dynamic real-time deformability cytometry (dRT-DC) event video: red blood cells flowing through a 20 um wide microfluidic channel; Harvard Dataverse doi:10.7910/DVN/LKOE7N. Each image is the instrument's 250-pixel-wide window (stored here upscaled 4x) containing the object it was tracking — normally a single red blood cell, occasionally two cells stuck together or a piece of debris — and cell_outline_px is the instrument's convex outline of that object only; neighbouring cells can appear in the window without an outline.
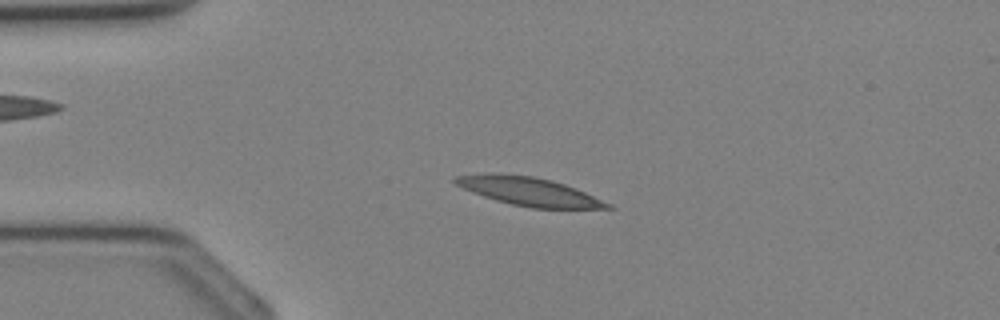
{"species": "Egyptian fruit bat (a non-hibernating species)", "species_latin": "Rousettus aegyptiacus", "temperature_condition": "cold", "stored_images_in_passage": 35, "camera_frame_rate_fps": 3000, "um_per_image_px": 0.085, "animal": {"sex": "female"}, "frame": {"image": 1, "passage_image": 8, "time_ms": 2.333, "image_size_px": [1000, 320], "cell_outline_px": [[616, 208], [532, 208], [512, 204], [496, 200], [472, 192], [456, 184], [452, 180], [456, 176], [488, 172], [532, 176], [552, 180], [576, 188], [612, 204]], "centroid_in_image_um": [44.96, 16.26], "position_along_channel_um": 40.0, "area_um2": 25.09}}
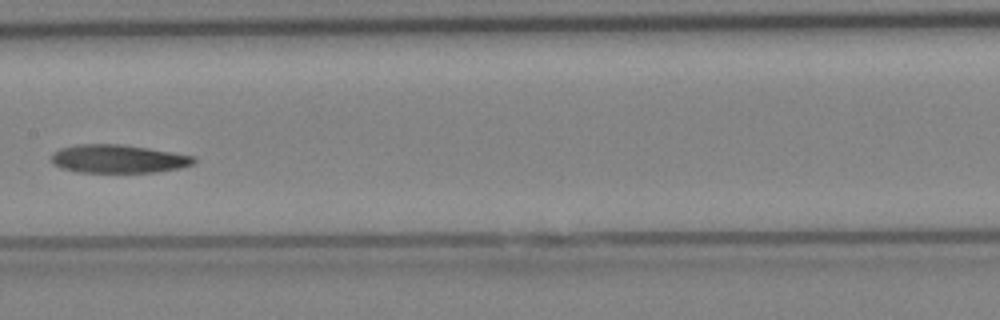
{"frame": {"image": 2, "passage_image": 18, "time_ms": 5.667, "image_size_px": [1000, 320], "cell_outline_px": [[196, 160], [192, 164], [180, 168], [156, 172], [80, 172], [60, 168], [52, 164], [52, 152], [60, 148], [76, 144], [120, 144], [148, 148], [196, 156]], "centroid_in_image_um": [10.03, 13.5], "position_along_channel_um": 197.4, "area_um2": 23.58}}
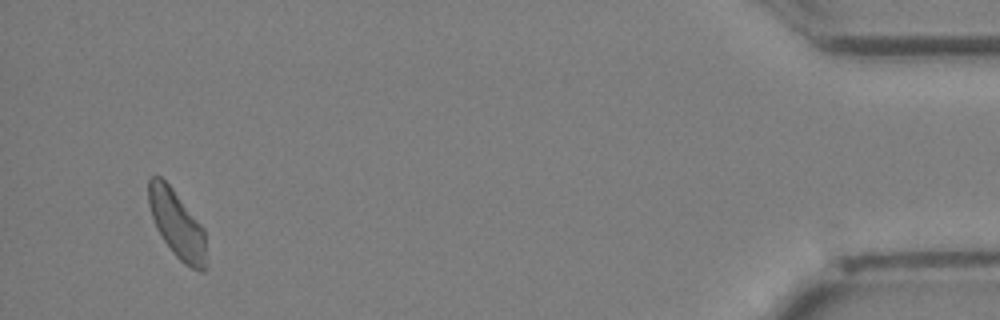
{"frame": {"image": 3, "passage_image": 34, "time_ms": 11.0, "image_size_px": [1000, 320], "cell_outline_px": [[204, 272], [200, 272], [184, 264], [172, 252], [156, 228], [148, 204], [148, 180], [152, 176], [160, 176], [172, 188], [204, 228]], "centroid_in_image_um": [15.0, 19.03], "position_along_channel_um": 420.2, "area_um2": 22.25}}